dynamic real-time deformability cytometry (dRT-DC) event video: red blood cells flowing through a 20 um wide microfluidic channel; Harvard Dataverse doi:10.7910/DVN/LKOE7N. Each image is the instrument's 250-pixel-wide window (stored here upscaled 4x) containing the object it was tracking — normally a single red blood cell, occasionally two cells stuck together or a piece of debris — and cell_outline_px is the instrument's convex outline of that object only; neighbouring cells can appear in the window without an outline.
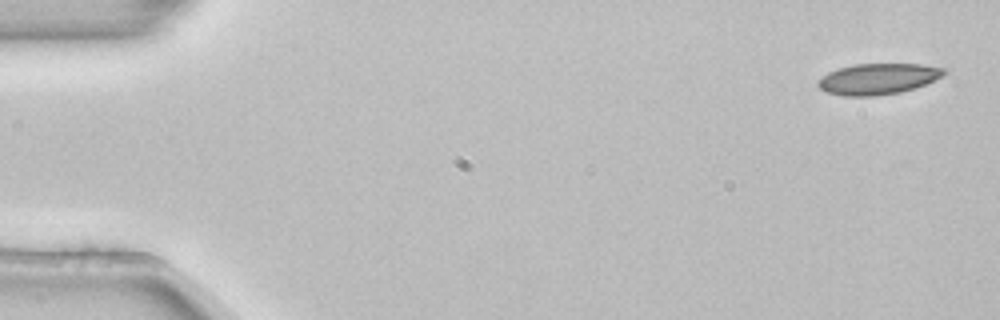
{"species": "common noctule bat (a hibernating species)", "species_latin": "Nyctalus noctula", "temperature_condition": "room temperature", "stored_images_in_passage": 4, "camera_frame_rate_fps": 3000, "um_per_image_px": 0.085, "animal": {"sex": "female", "body_mass_g": 22.7, "forearm_length_mm": 54.2}, "frame": {"image": 1, "passage_image": 1, "time_ms": 0.0, "image_size_px": [1000, 320], "cell_outline_px": [[948, 72], [916, 88], [900, 92], [876, 96], [844, 96], [824, 92], [816, 84], [816, 80], [828, 72], [836, 68], [852, 64], [924, 64], [948, 68]], "centroid_in_image_um": [74.59, 6.7], "position_along_channel_um": 10.4, "area_um2": 23.06}}
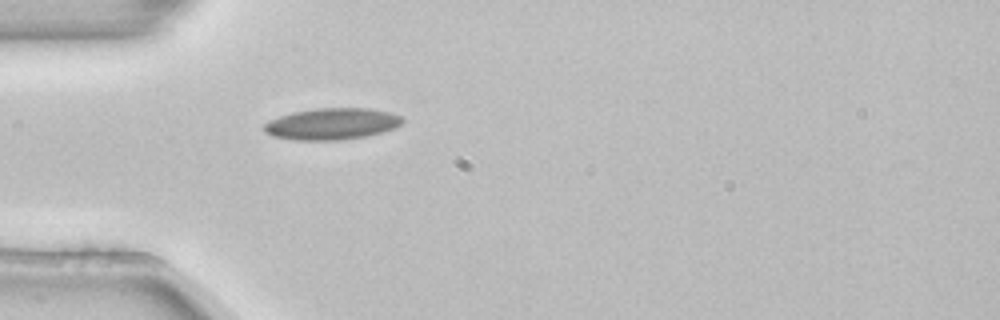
{"frame": {"image": 2, "passage_image": 4, "time_ms": 1.0, "image_size_px": [1000, 320], "cell_outline_px": [[404, 120], [396, 128], [368, 136], [340, 140], [296, 140], [272, 136], [264, 132], [264, 124], [268, 120], [292, 112], [316, 108], [368, 108], [392, 112], [400, 116]], "centroid_in_image_um": [28.22, 10.53], "position_along_channel_um": 56.8, "area_um2": 25.61}}